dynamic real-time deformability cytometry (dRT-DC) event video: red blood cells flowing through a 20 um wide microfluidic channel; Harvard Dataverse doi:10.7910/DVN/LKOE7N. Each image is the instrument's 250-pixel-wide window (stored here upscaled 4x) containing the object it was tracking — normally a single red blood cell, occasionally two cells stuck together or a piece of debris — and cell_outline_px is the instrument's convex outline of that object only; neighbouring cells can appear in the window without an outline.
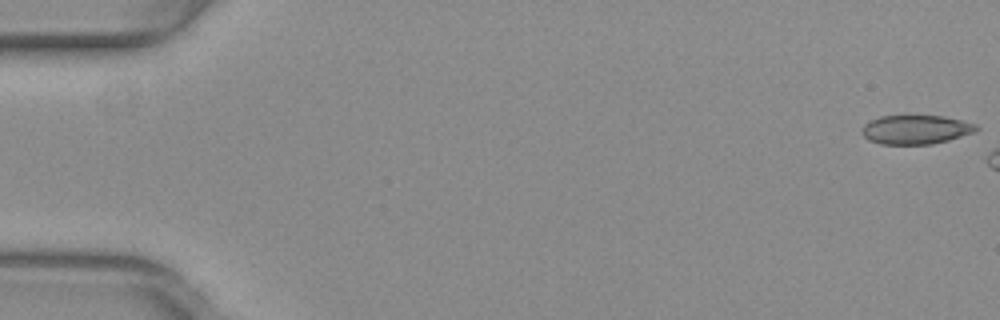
{"species": "common noctule bat (a hibernating species)", "species_latin": "Nyctalus noctula", "temperature_condition": "warm", "stored_images_in_passage": 14, "camera_frame_rate_fps": 3000, "um_per_image_px": 0.085, "animal": {"sex": "female", "body_mass_g": 29.2, "forearm_length_mm": 56.3}, "frame": {"image": 1, "passage_image": 1, "time_ms": 0.0, "image_size_px": [1000, 320], "cell_outline_px": [[980, 128], [976, 132], [948, 140], [932, 144], [880, 144], [868, 140], [860, 132], [864, 124], [880, 116], [944, 116], [976, 124]], "centroid_in_image_um": [77.84, 11.02], "position_along_channel_um": 7.2, "area_um2": 19.36}}